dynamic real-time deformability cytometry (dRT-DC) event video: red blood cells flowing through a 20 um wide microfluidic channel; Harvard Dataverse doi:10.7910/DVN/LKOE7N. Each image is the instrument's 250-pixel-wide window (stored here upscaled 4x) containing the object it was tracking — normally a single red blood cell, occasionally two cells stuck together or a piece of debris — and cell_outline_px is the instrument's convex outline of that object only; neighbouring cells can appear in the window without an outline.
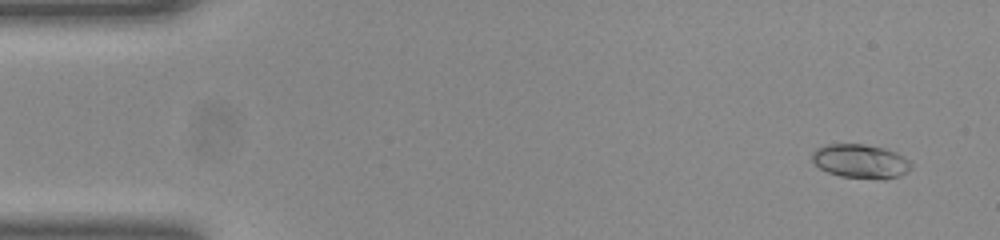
{"species": "common noctule bat (a hibernating species)", "species_latin": "Nyctalus noctula", "temperature_condition": "room temperature", "stored_images_in_passage": 15, "camera_frame_rate_fps": 3000, "um_per_image_px": 0.085, "animal": {"sex": "female", "body_mass_g": 23.0, "forearm_length_mm": 53.4}, "frame": {"image": 1, "passage_image": 3, "time_ms": 0.667, "image_size_px": [1000, 240], "cell_outline_px": [[912, 168], [900, 176], [884, 180], [840, 176], [828, 172], [820, 168], [812, 160], [812, 152], [816, 148], [828, 144], [864, 144], [884, 148], [896, 152], [904, 156], [912, 164]], "centroid_in_image_um": [73.17, 13.71], "position_along_channel_um": 11.8, "area_um2": 19.77}}
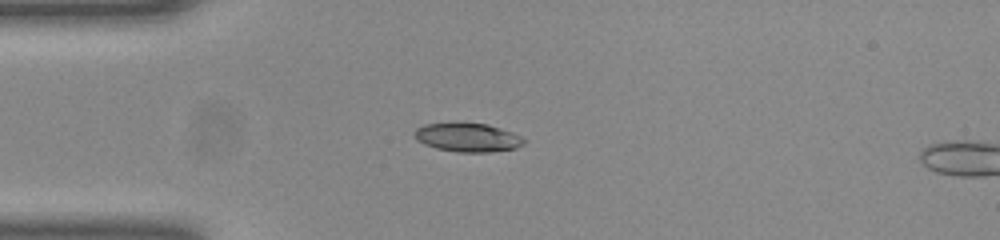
{"frame": {"image": 2, "passage_image": 13, "time_ms": 4.0, "image_size_px": [1000, 240], "cell_outline_px": [[528, 140], [524, 144], [516, 148], [488, 152], [456, 152], [436, 148], [424, 144], [416, 140], [412, 132], [416, 128], [424, 124], [488, 124], [512, 132]], "centroid_in_image_um": [39.75, 11.7], "position_along_channel_um": 45.3, "area_um2": 18.21}}